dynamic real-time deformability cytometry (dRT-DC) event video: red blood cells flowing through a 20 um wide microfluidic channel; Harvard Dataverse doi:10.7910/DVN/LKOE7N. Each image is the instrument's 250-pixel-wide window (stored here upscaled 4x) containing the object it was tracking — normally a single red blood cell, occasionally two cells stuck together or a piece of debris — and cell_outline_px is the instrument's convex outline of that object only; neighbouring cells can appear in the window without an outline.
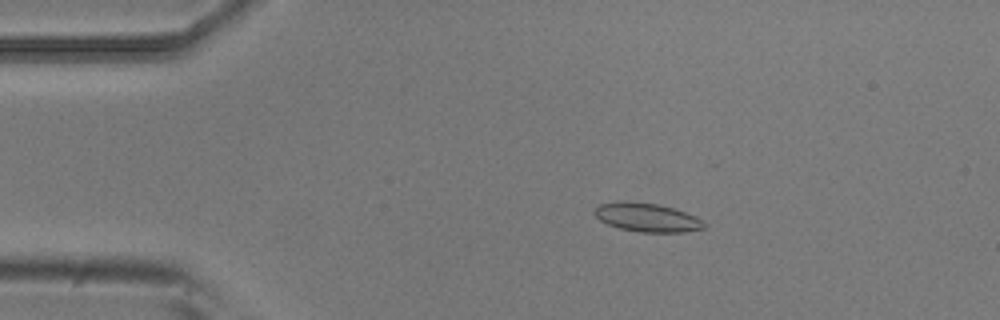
{"species": "common noctule bat (a hibernating species)", "species_latin": "Nyctalus noctula", "temperature_condition": "room temperature", "stored_images_in_passage": 8, "camera_frame_rate_fps": 3000, "um_per_image_px": 0.085, "animal": {"sex": "male", "body_mass_g": 20.5, "forearm_length_mm": 52.5}, "frame": {"image": 1, "passage_image": 3, "time_ms": 0.667, "image_size_px": [1000, 320], "cell_outline_px": [[708, 224], [704, 228], [684, 232], [640, 232], [620, 228], [608, 224], [600, 220], [592, 212], [600, 204], [616, 200], [656, 204], [672, 208], [696, 216]], "centroid_in_image_um": [54.99, 18.48], "position_along_channel_um": 30.0, "area_um2": 18.26}}
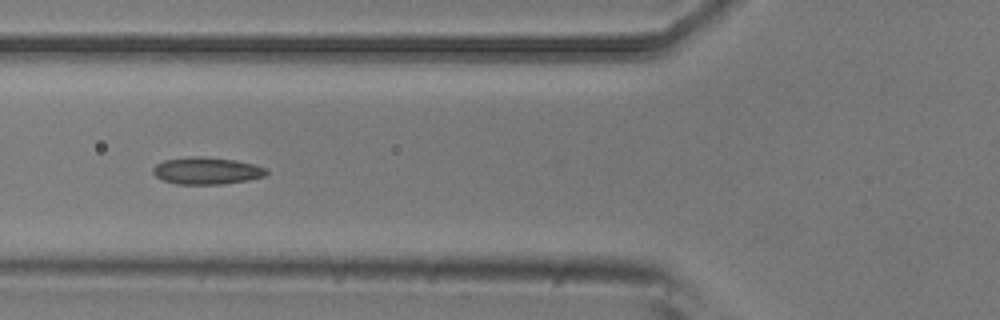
{"frame": {"image": 2, "passage_image": 6, "time_ms": 1.667, "image_size_px": [1000, 320], "cell_outline_px": [[268, 172], [264, 176], [248, 180], [220, 184], [176, 184], [164, 180], [156, 176], [152, 172], [152, 168], [156, 164], [164, 160], [192, 156], [200, 156], [232, 160], [252, 164], [268, 168]], "centroid_in_image_um": [17.55, 14.51], "position_along_channel_um": 108.3, "area_um2": 17.74}}
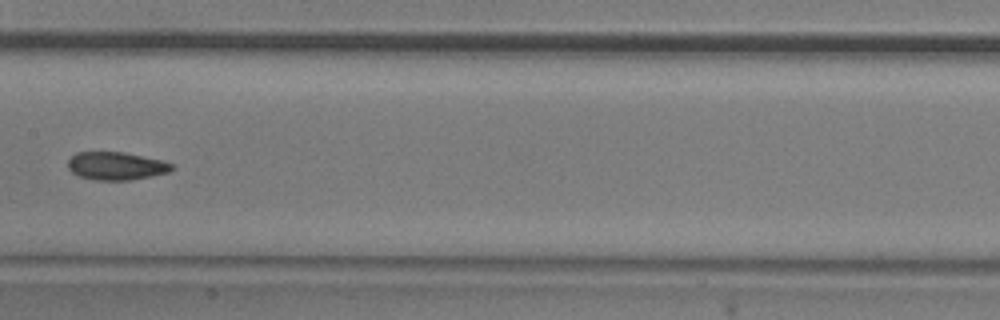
{"frame": {"image": 3, "passage_image": 8, "time_ms": 2.333, "image_size_px": [1000, 320], "cell_outline_px": [[172, 168], [168, 172], [152, 176], [132, 180], [92, 180], [80, 176], [72, 172], [68, 168], [68, 160], [76, 152], [124, 152], [160, 160], [172, 164]], "centroid_in_image_um": [9.84, 14.11], "position_along_channel_um": 197.6, "area_um2": 16.82}}